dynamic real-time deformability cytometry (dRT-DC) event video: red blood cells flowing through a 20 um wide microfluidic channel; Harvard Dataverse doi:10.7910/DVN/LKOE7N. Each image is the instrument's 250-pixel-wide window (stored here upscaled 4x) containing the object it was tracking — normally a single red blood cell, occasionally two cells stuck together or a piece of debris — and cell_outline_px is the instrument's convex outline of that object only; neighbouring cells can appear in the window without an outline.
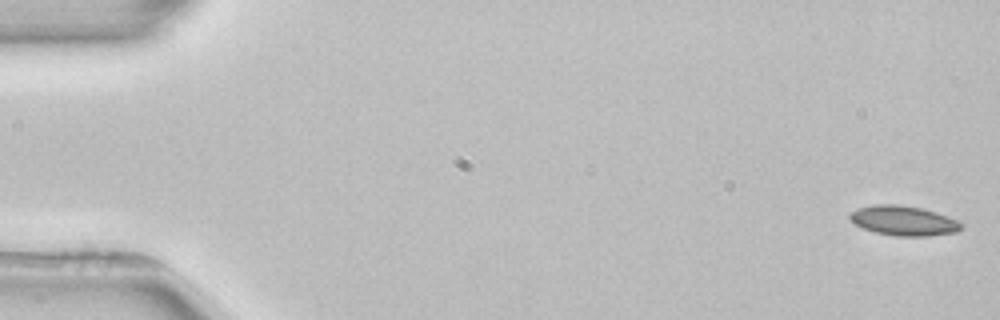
{"species": "common noctule bat (a hibernating species)", "species_latin": "Nyctalus noctula", "temperature_condition": "room temperature", "stored_images_in_passage": 5, "camera_frame_rate_fps": 3000, "um_per_image_px": 0.085, "animal": {"sex": "female", "body_mass_g": 22.7, "forearm_length_mm": 54.2}, "frame": {"image": 1, "passage_image": 1, "time_ms": 0.0, "image_size_px": [1000, 320], "cell_outline_px": [[964, 228], [956, 232], [928, 236], [896, 236], [876, 232], [864, 228], [856, 224], [848, 216], [852, 212], [860, 208], [872, 204], [896, 204], [920, 208], [936, 212], [956, 220], [964, 224]], "centroid_in_image_um": [76.85, 18.76], "position_along_channel_um": 8.2, "area_um2": 19.13}}